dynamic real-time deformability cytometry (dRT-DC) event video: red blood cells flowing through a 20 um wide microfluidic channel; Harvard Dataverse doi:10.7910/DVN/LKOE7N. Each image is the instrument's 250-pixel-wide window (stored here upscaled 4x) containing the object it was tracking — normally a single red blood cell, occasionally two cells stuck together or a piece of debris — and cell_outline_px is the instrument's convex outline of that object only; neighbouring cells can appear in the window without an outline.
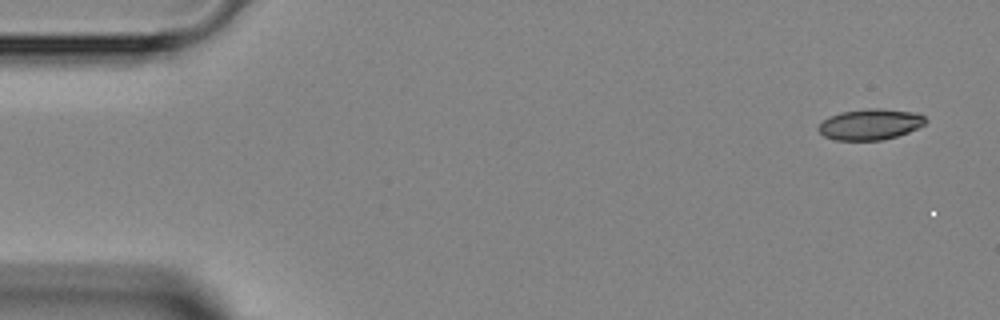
{"species": "Egyptian fruit bat (a non-hibernating species)", "species_latin": "Rousettus aegyptiacus", "temperature_condition": "room temperature", "stored_images_in_passage": 8, "camera_frame_rate_fps": 3000, "um_per_image_px": 0.085, "animal": {"sex": "female"}, "frame": {"image": 1, "passage_image": 1, "time_ms": 0.0, "image_size_px": [1000, 320], "cell_outline_px": [[928, 120], [924, 124], [908, 132], [896, 136], [880, 140], [836, 140], [824, 136], [816, 128], [828, 116], [840, 112], [872, 108], [876, 108], [916, 112], [924, 116]], "centroid_in_image_um": [73.96, 10.56], "position_along_channel_um": 11.0, "area_um2": 19.19}}